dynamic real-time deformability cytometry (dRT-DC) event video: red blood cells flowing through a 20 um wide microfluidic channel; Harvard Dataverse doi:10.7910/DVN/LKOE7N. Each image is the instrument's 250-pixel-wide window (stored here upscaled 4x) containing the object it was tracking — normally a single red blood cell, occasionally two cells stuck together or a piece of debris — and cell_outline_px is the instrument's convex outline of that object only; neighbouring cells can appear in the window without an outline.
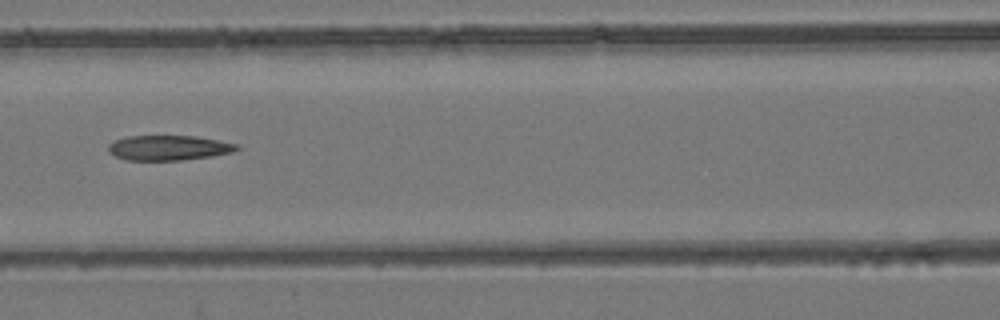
{"species": "common noctule bat (a hibernating species)", "species_latin": "Nyctalus noctula", "temperature_condition": "room temperature", "stored_images_in_passage": 4, "camera_frame_rate_fps": 3000, "um_per_image_px": 0.085, "animal": {"sex": "female", "body_mass_g": 24.6, "forearm_length_mm": 56.2}, "frame": {"image": 1, "passage_image": 4, "time_ms": 3.333, "image_size_px": [1000, 320], "cell_outline_px": [[240, 148], [232, 152], [212, 156], [180, 160], [128, 160], [116, 156], [108, 152], [108, 144], [112, 140], [124, 136], [196, 136], [236, 144]], "centroid_in_image_um": [14.27, 12.56], "position_along_channel_um": 152.3, "area_um2": 18.67}}